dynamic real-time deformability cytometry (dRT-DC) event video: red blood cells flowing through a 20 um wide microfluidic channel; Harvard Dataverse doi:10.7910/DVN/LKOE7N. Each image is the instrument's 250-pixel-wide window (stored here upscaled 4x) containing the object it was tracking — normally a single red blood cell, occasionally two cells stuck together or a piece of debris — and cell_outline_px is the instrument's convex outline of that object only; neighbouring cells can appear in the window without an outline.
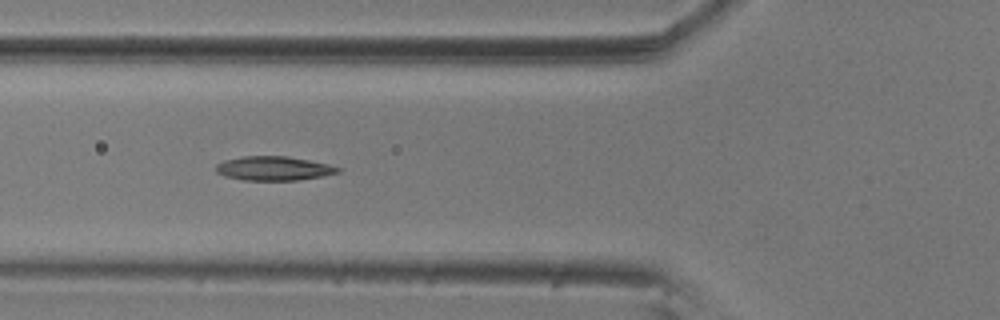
{"species": "common noctule bat (a hibernating species)", "species_latin": "Nyctalus noctula", "temperature_condition": "room temperature", "stored_images_in_passage": 5, "camera_frame_rate_fps": 3000, "um_per_image_px": 0.085, "animal": {"sex": "male", "body_mass_g": 20.5, "forearm_length_mm": 52.5}, "frame": {"image": 1, "passage_image": 5, "time_ms": 1.333, "image_size_px": [1000, 320], "cell_outline_px": [[340, 172], [324, 176], [300, 180], [244, 180], [224, 176], [216, 172], [216, 164], [224, 160], [244, 156], [288, 156], [328, 164], [340, 168]], "centroid_in_image_um": [23.26, 14.31], "position_along_channel_um": 102.5, "area_um2": 17.17}}